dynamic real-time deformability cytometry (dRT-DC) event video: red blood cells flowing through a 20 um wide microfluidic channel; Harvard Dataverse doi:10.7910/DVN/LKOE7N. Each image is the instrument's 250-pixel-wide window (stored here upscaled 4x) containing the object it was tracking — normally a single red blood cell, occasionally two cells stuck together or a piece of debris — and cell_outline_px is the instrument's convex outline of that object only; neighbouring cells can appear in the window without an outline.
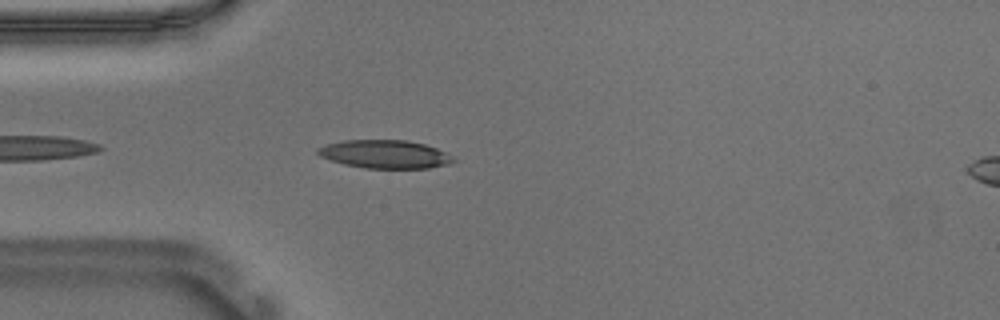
{"species": "Egyptian fruit bat (a non-hibernating species)", "species_latin": "Rousettus aegyptiacus", "temperature_condition": "warm", "stored_images_in_passage": 25, "camera_frame_rate_fps": 3000, "um_per_image_px": 0.085, "animal": {"sex": "male"}, "frame": {"image": 1, "passage_image": 1, "time_ms": 0.0, "image_size_px": [1000, 320], "cell_outline_px": [[456, 160], [448, 164], [428, 168], [364, 168], [344, 164], [320, 156], [316, 152], [316, 148], [324, 144], [344, 140], [408, 140], [424, 144], [448, 152]], "centroid_in_image_um": [32.71, 13.1], "position_along_channel_um": 52.3, "area_um2": 22.43}}